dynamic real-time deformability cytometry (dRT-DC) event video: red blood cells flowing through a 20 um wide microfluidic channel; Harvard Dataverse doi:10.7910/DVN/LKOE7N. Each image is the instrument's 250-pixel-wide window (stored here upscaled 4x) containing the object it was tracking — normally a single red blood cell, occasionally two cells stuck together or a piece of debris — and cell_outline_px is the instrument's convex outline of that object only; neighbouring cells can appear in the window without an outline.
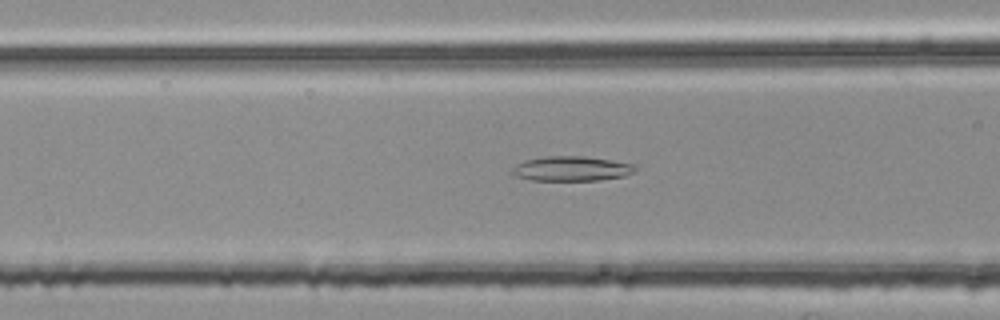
{"species": "common noctule bat (a hibernating species)", "species_latin": "Nyctalus noctula", "temperature_condition": "room temperature", "stored_images_in_passage": 35, "camera_frame_rate_fps": 3000, "um_per_image_px": 0.085, "animal": {"sex": "female", "body_mass_g": 25.1}, "frame": {"image": 1, "passage_image": 14, "time_ms": 4.333, "image_size_px": [1000, 320], "cell_outline_px": [[640, 168], [636, 172], [624, 176], [600, 180], [532, 180], [516, 176], [512, 172], [512, 168], [516, 164], [524, 160], [544, 156], [584, 156], [612, 160], [636, 164]], "centroid_in_image_um": [48.65, 14.32], "position_along_channel_um": 118.0, "area_um2": 17.98}}
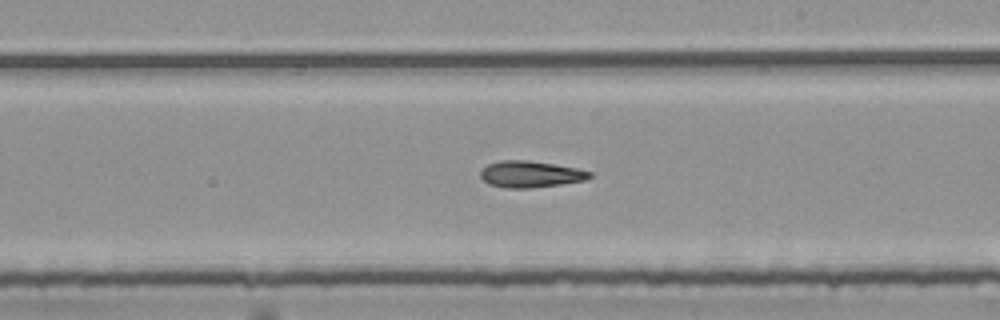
{"frame": {"image": 2, "passage_image": 24, "time_ms": 7.667, "image_size_px": [1000, 320], "cell_outline_px": [[592, 176], [584, 180], [560, 184], [528, 188], [508, 188], [488, 184], [480, 176], [480, 172], [488, 164], [500, 160], [528, 160], [576, 168], [592, 172]], "centroid_in_image_um": [45.07, 14.8], "position_along_channel_um": 243.9, "area_um2": 16.65}}
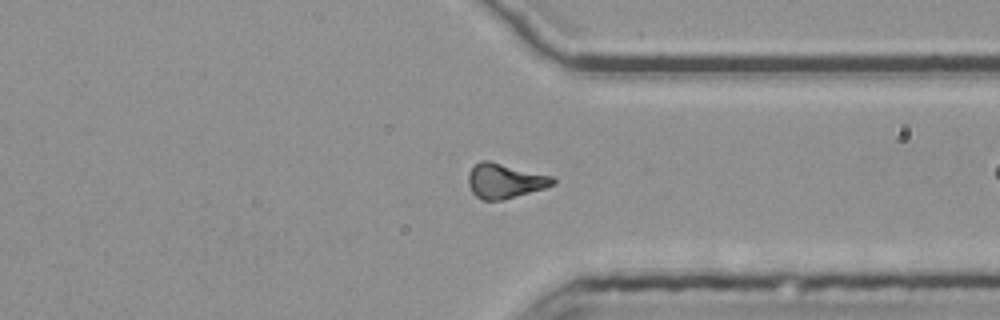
{"frame": {"image": 3, "passage_image": 34, "time_ms": 11.0, "image_size_px": [1000, 320], "cell_outline_px": [[556, 184], [544, 188], [500, 200], [484, 200], [476, 196], [472, 192], [468, 184], [468, 172], [480, 160], [488, 160], [552, 176], [556, 180]], "centroid_in_image_um": [42.89, 15.36], "position_along_channel_um": 368.5, "area_um2": 16.94}}